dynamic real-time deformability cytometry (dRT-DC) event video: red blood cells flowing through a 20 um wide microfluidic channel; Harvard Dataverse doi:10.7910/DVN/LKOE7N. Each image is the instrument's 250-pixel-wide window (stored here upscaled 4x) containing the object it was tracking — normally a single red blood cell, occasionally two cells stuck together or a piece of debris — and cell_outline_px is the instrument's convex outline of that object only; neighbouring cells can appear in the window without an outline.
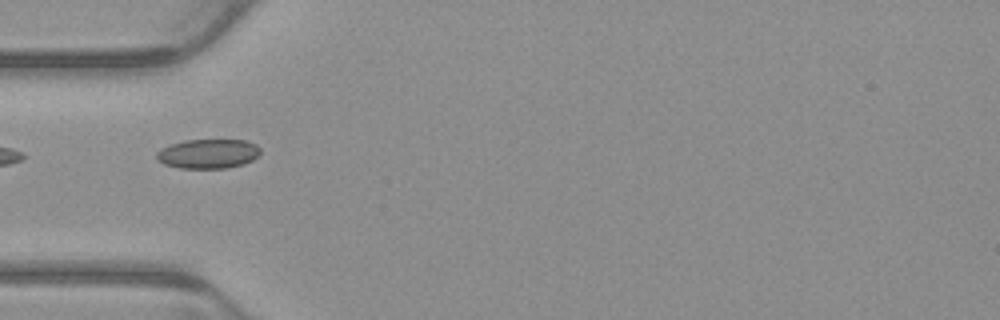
{"species": "common noctule bat (a hibernating species)", "species_latin": "Nyctalus noctula", "temperature_condition": "warm", "stored_images_in_passage": 6, "camera_frame_rate_fps": 3000, "um_per_image_px": 0.085, "animal": {"sex": "male", "body_mass_g": 23.1, "forearm_length_mm": 52.7}, "frame": {"image": 1, "passage_image": 5, "time_ms": 1.333, "image_size_px": [1000, 320], "cell_outline_px": [[260, 156], [244, 164], [228, 168], [180, 168], [164, 164], [156, 160], [156, 152], [160, 148], [168, 144], [184, 140], [244, 140], [256, 144], [260, 148]], "centroid_in_image_um": [17.67, 13.07], "position_along_channel_um": 67.3, "area_um2": 18.09}}
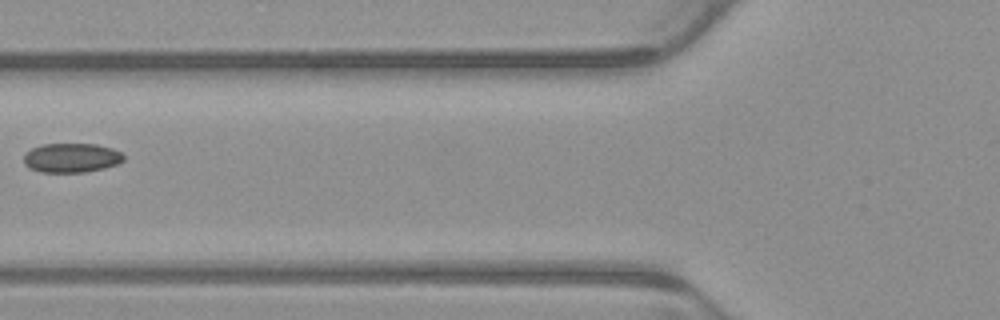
{"frame": {"image": 2, "passage_image": 6, "time_ms": 1.667, "image_size_px": [1000, 320], "cell_outline_px": [[124, 160], [116, 164], [104, 168], [84, 172], [40, 172], [28, 168], [24, 164], [24, 156], [32, 148], [40, 144], [96, 144], [112, 148], [120, 152], [124, 156]], "centroid_in_image_um": [6.06, 13.41], "position_along_channel_um": 119.7, "area_um2": 17.05}}